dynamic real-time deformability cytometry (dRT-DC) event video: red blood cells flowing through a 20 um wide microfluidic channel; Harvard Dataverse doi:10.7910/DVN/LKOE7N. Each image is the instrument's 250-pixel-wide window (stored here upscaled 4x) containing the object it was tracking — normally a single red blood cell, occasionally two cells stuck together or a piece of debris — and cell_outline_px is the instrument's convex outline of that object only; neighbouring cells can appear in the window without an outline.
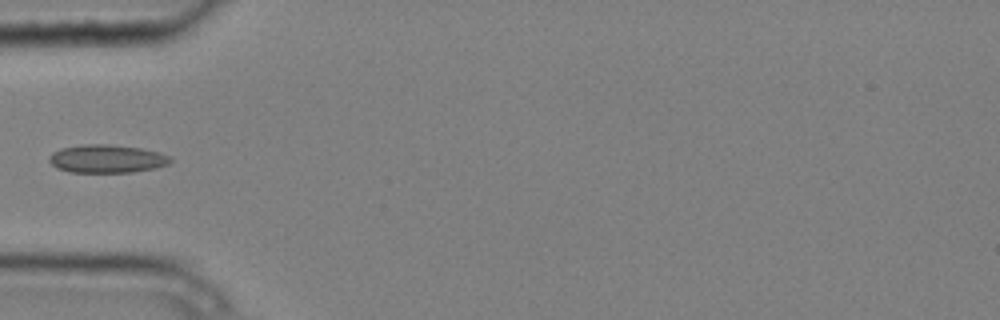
{"species": "common noctule bat (a hibernating species)", "species_latin": "Nyctalus noctula", "temperature_condition": "cold", "stored_images_in_passage": 7, "camera_frame_rate_fps": 3000, "um_per_image_px": 0.085, "animal": {"sex": "male", "body_mass_g": 20.4}, "frame": {"image": 1, "passage_image": 6, "time_ms": 1.667, "image_size_px": [1000, 320], "cell_outline_px": [[172, 160], [168, 164], [156, 168], [132, 172], [68, 172], [56, 168], [48, 160], [48, 156], [52, 152], [60, 148], [80, 144], [108, 144], [140, 148], [160, 152], [172, 156]], "centroid_in_image_um": [9.07, 13.49], "position_along_channel_um": 75.9, "area_um2": 20.17}}
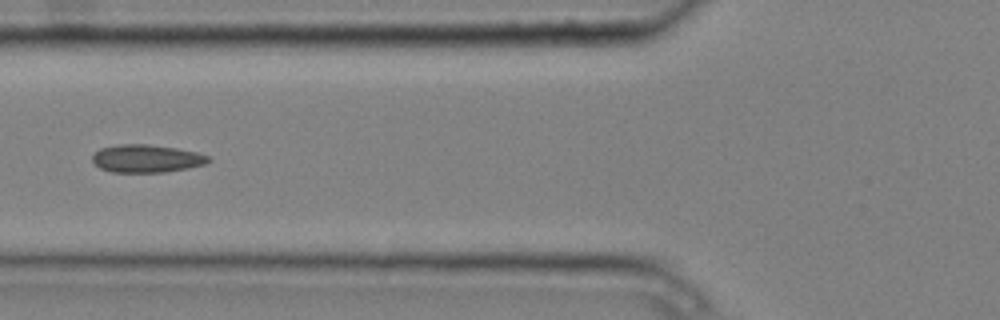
{"frame": {"image": 2, "passage_image": 7, "time_ms": 2.0, "image_size_px": [1000, 320], "cell_outline_px": [[212, 160], [204, 164], [188, 168], [164, 172], [112, 172], [100, 168], [92, 160], [92, 156], [100, 148], [120, 144], [148, 144], [176, 148], [196, 152], [208, 156]], "centroid_in_image_um": [12.45, 13.47], "position_along_channel_um": 113.3, "area_um2": 18.73}}